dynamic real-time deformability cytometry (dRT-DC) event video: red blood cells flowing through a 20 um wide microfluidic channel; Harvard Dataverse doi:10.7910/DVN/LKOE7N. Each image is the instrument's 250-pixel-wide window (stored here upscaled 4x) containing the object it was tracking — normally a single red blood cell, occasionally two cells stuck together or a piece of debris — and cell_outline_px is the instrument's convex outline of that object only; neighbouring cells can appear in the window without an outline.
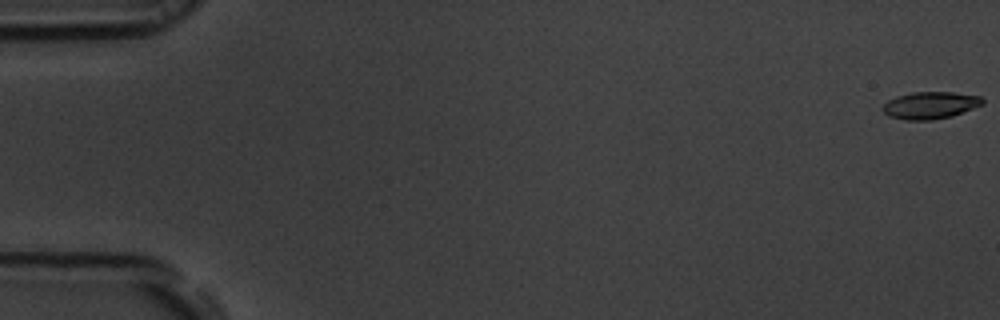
{"species": "common noctule bat (a hibernating species)", "species_latin": "Nyctalus noctula", "temperature_condition": "room temperature", "stored_images_in_passage": 55, "camera_frame_rate_fps": 3000, "um_per_image_px": 0.085, "animal": {"sex": "male", "body_mass_g": 19.5, "forearm_length_mm": 54.6}, "frame": {"image": 1, "passage_image": 1, "time_ms": 0.0, "image_size_px": [1000, 320], "cell_outline_px": [[984, 104], [952, 116], [932, 120], [904, 120], [888, 116], [880, 108], [888, 100], [896, 96], [912, 92], [952, 92], [980, 96], [984, 100]], "centroid_in_image_um": [79.05, 8.95], "position_along_channel_um": 6.0, "area_um2": 15.9}}
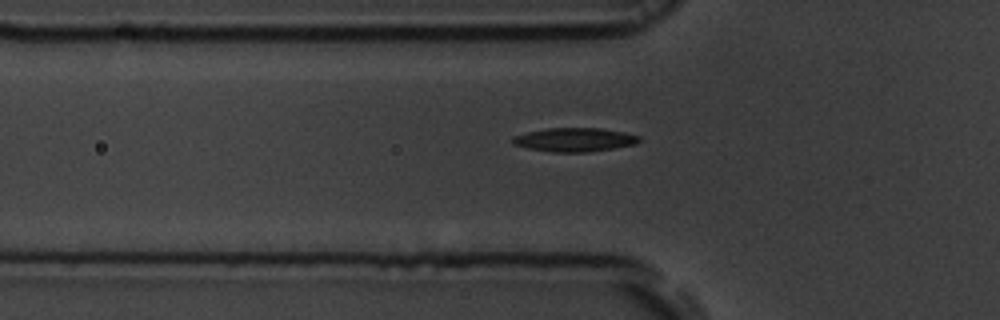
{"frame": {"image": 2, "passage_image": 19, "time_ms": 6.0, "image_size_px": [1000, 320], "cell_outline_px": [[640, 140], [636, 144], [588, 152], [552, 152], [528, 148], [512, 144], [512, 136], [528, 132], [548, 128], [600, 128], [624, 132], [640, 136]], "centroid_in_image_um": [48.83, 11.87], "position_along_channel_um": 77.0, "area_um2": 17.46}}
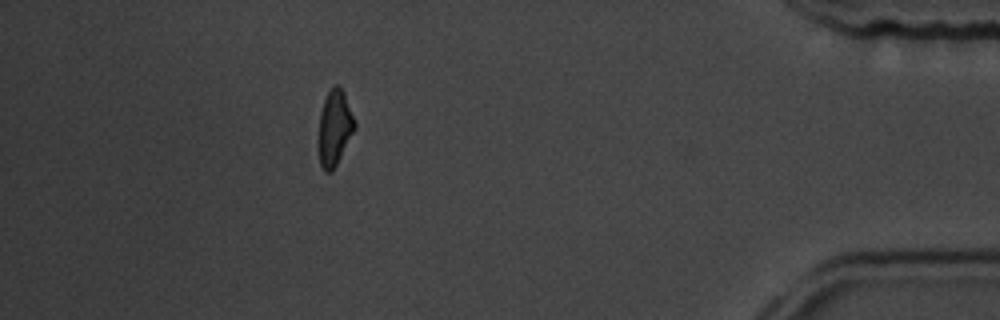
{"frame": {"image": 3, "passage_image": 49, "time_ms": 16.0, "image_size_px": [1000, 320], "cell_outline_px": [[356, 128], [332, 172], [324, 172], [320, 164], [320, 112], [324, 100], [332, 84], [340, 84], [344, 92], [356, 124]], "centroid_in_image_um": [28.46, 10.82], "position_along_channel_um": 406.7, "area_um2": 15.66}, "authors_computed_cell_mechanics": {"area_um2": 16.473, "velocity_mm_per_s": 3.8002, "shape_relaxation_time_tau1_ms": 4.8045, "shape_relaxation_time_tau2_ms": 5.6176, "deformation_change_tau1": 0.1475, "deformation_change_tau2": 0.122}}